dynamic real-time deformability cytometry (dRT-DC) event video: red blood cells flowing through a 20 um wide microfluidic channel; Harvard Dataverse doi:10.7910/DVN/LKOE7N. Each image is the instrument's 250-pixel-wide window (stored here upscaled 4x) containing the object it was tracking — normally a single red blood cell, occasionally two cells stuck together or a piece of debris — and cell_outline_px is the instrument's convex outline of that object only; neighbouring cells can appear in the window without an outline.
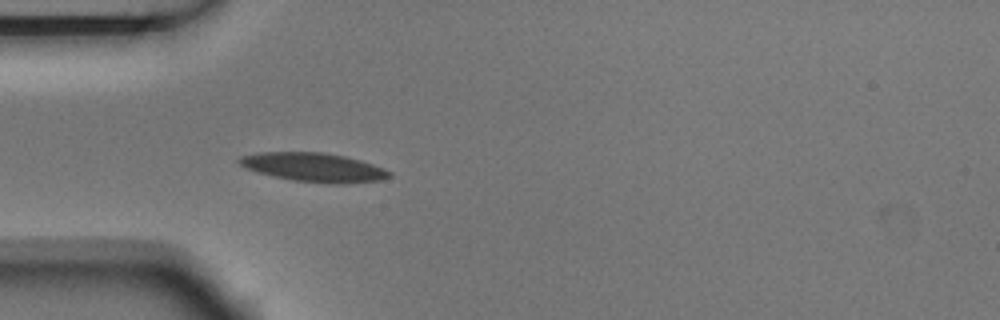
{"species": "Egyptian fruit bat (a non-hibernating species)", "species_latin": "Rousettus aegyptiacus", "temperature_condition": "room temperature", "stored_images_in_passage": 1, "camera_frame_rate_fps": 3000, "um_per_image_px": 0.085, "animal": {"sex": "male"}, "frame": {"image": 1, "passage_image": 1, "time_ms": 0.0, "image_size_px": [1000, 320], "cell_outline_px": [[392, 176], [384, 180], [344, 184], [328, 184], [292, 180], [260, 172], [248, 168], [240, 164], [236, 160], [240, 156], [260, 152], [324, 152], [344, 156], [360, 160], [384, 168], [392, 172]], "centroid_in_image_um": [26.74, 14.23], "position_along_channel_um": 58.3, "area_um2": 25.32}}